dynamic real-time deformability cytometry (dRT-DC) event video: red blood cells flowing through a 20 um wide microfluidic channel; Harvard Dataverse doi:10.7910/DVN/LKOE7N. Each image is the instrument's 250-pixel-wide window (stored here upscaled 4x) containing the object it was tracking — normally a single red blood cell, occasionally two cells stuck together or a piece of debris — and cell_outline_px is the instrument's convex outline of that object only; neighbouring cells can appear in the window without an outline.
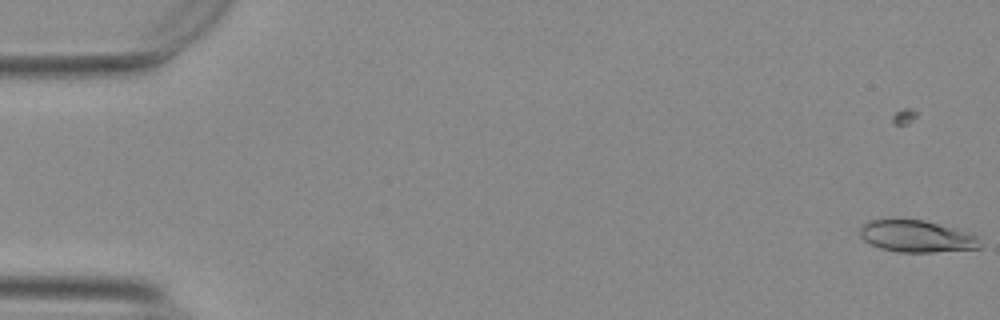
{"species": "Egyptian fruit bat (a non-hibernating species)", "species_latin": "Rousettus aegyptiacus", "temperature_condition": "warm", "stored_images_in_passage": 11, "camera_frame_rate_fps": 3000, "um_per_image_px": 0.085, "animal": {"sex": "female"}, "frame": {"image": 1, "passage_image": 4, "time_ms": 1.0, "image_size_px": [1000, 320], "cell_outline_px": [[980, 248], [932, 252], [896, 252], [880, 248], [864, 240], [860, 236], [860, 228], [868, 220], [924, 220], [964, 232], [976, 236], [980, 244]], "centroid_in_image_um": [77.86, 20.1], "position_along_channel_um": 7.1, "area_um2": 21.73}}